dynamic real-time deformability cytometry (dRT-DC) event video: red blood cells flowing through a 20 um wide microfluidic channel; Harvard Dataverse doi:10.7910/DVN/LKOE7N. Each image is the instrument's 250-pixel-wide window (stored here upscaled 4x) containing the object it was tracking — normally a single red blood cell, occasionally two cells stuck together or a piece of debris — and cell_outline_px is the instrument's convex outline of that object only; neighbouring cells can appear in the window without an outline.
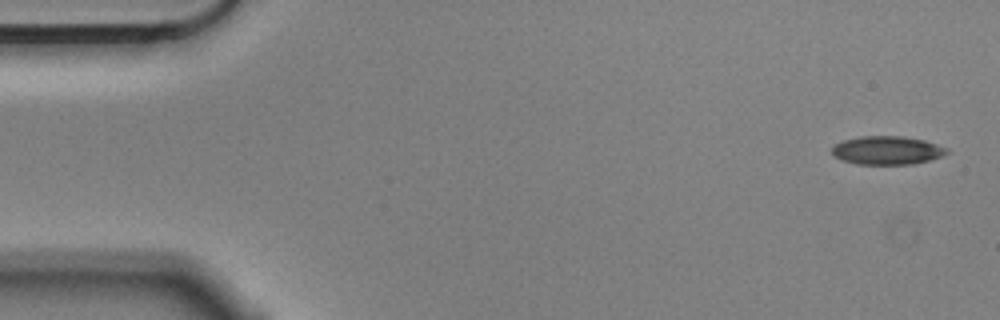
{"species": "Egyptian fruit bat (a non-hibernating species)", "species_latin": "Rousettus aegyptiacus", "temperature_condition": "cold", "stored_images_in_passage": 5, "camera_frame_rate_fps": 3000, "um_per_image_px": 0.085, "animal": {"sex": "male"}, "frame": {"image": 1, "passage_image": 1, "time_ms": 0.0, "image_size_px": [1000, 320], "cell_outline_px": [[948, 152], [940, 156], [928, 160], [912, 164], [856, 164], [844, 160], [836, 156], [832, 152], [832, 148], [836, 144], [844, 140], [860, 136], [904, 136], [924, 140], [948, 148]], "centroid_in_image_um": [75.41, 12.77], "position_along_channel_um": 9.6, "area_um2": 18.79}}
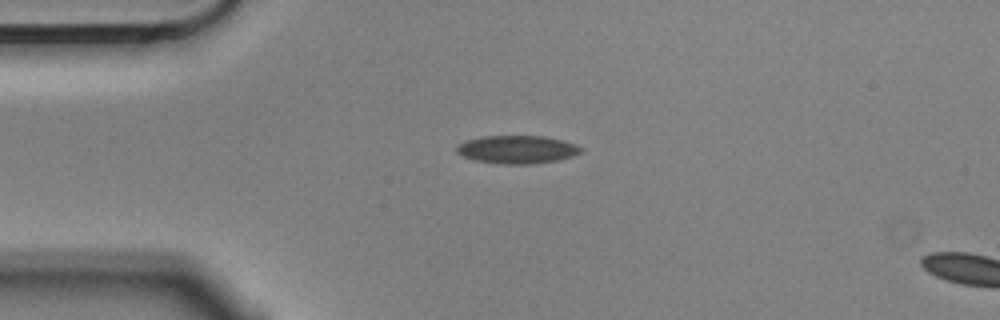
{"frame": {"image": 2, "passage_image": 4, "time_ms": 1.0, "image_size_px": [1000, 320], "cell_outline_px": [[584, 148], [580, 152], [572, 156], [560, 160], [536, 164], [500, 164], [476, 160], [464, 156], [456, 152], [456, 144], [468, 140], [484, 136], [544, 136], [564, 140], [576, 144]], "centroid_in_image_um": [43.99, 12.71], "position_along_channel_um": 41.0, "area_um2": 20.46}}